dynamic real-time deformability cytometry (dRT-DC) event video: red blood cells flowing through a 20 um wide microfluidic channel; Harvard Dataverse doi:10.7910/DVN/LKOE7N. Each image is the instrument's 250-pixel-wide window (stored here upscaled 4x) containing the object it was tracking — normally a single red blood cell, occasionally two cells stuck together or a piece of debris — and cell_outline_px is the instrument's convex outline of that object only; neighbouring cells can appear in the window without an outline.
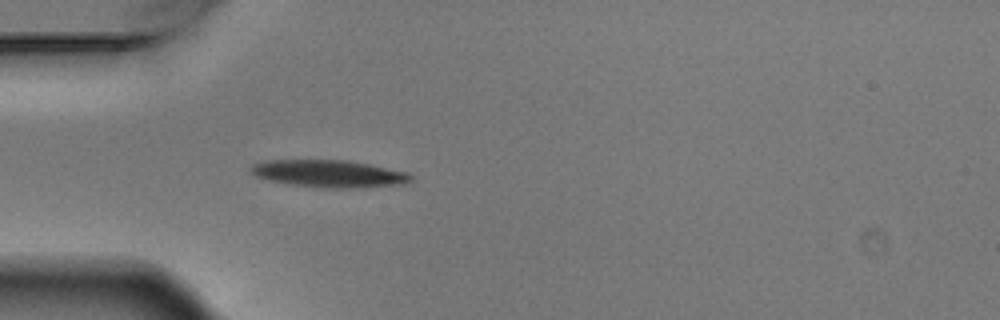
{"species": "Egyptian fruit bat (a non-hibernating species)", "species_latin": "Rousettus aegyptiacus", "temperature_condition": "warm", "stored_images_in_passage": 4, "camera_frame_rate_fps": 3000, "um_per_image_px": 0.085, "animal": {"sex": "male"}, "frame": {"image": 1, "passage_image": 4, "time_ms": 1.0, "image_size_px": [1000, 320], "cell_outline_px": [[412, 180], [404, 184], [352, 188], [328, 188], [292, 184], [272, 180], [256, 176], [248, 168], [252, 164], [268, 160], [348, 160], [408, 172], [412, 176]], "centroid_in_image_um": [27.99, 14.75], "position_along_channel_um": 57.0, "area_um2": 25.2}}